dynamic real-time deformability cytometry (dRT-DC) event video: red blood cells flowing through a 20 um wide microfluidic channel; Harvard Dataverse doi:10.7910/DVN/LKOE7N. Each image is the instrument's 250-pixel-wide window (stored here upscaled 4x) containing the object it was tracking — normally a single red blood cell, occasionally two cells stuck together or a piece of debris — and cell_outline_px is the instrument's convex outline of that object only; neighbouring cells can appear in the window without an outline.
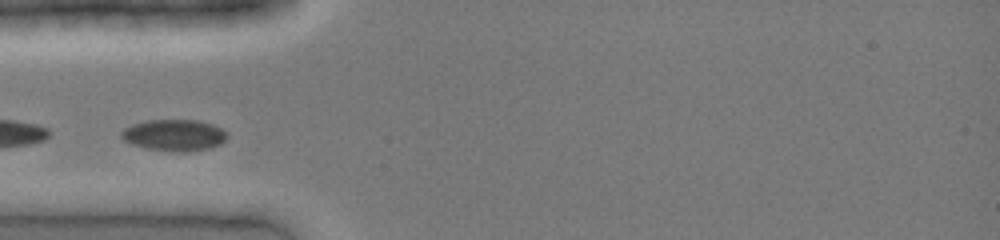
{"species": "common noctule bat (a hibernating species)", "species_latin": "Nyctalus noctula", "temperature_condition": "cold", "stored_images_in_passage": 16, "camera_frame_rate_fps": 3000, "um_per_image_px": 0.085, "animal": {"sex": "female", "body_mass_g": 19.0, "forearm_length_mm": 51.5}, "frame": {"image": 1, "passage_image": 5, "time_ms": 1.333, "image_size_px": [1000, 240], "cell_outline_px": [[228, 136], [220, 144], [208, 148], [180, 152], [148, 148], [132, 144], [124, 140], [120, 136], [120, 132], [124, 128], [132, 124], [148, 120], [200, 120], [212, 124], [228, 132]], "centroid_in_image_um": [14.8, 11.47], "position_along_channel_um": 70.2, "area_um2": 19.25}}